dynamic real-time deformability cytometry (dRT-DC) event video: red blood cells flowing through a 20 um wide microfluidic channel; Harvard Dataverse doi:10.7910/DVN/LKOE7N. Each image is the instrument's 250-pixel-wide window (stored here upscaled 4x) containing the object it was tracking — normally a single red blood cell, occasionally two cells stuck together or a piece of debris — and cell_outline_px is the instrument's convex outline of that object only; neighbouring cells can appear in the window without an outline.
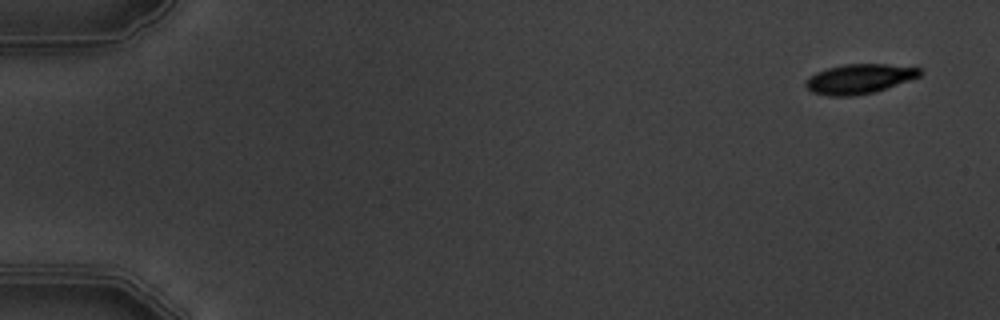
{"species": "common noctule bat (a hibernating species)", "species_latin": "Nyctalus noctula", "temperature_condition": "warm", "stored_images_in_passage": 6, "camera_frame_rate_fps": 3000, "um_per_image_px": 0.085, "animal": {"sex": "male", "body_mass_g": 19.5, "forearm_length_mm": 54.6}, "frame": {"image": 1, "passage_image": 1, "time_ms": 0.0, "image_size_px": [1000, 320], "cell_outline_px": [[920, 76], [876, 92], [852, 96], [828, 96], [812, 92], [804, 84], [804, 80], [816, 72], [828, 68], [844, 64], [884, 64], [920, 68]], "centroid_in_image_um": [72.99, 6.71], "position_along_channel_um": 12.0, "area_um2": 19.65}}
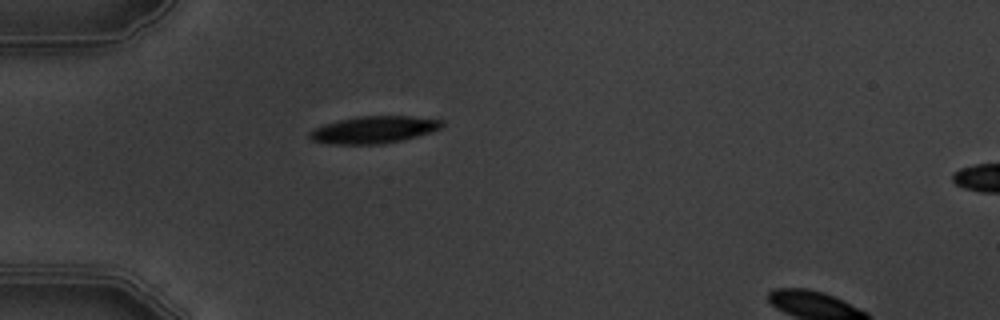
{"frame": {"image": 2, "passage_image": 5, "time_ms": 4.667, "image_size_px": [1000, 320], "cell_outline_px": [[444, 124], [440, 128], [416, 136], [400, 140], [380, 144], [336, 144], [312, 140], [308, 136], [308, 132], [312, 128], [336, 120], [360, 116], [412, 116], [444, 120]], "centroid_in_image_um": [31.73, 11.01], "position_along_channel_um": 53.3, "area_um2": 20.81}}